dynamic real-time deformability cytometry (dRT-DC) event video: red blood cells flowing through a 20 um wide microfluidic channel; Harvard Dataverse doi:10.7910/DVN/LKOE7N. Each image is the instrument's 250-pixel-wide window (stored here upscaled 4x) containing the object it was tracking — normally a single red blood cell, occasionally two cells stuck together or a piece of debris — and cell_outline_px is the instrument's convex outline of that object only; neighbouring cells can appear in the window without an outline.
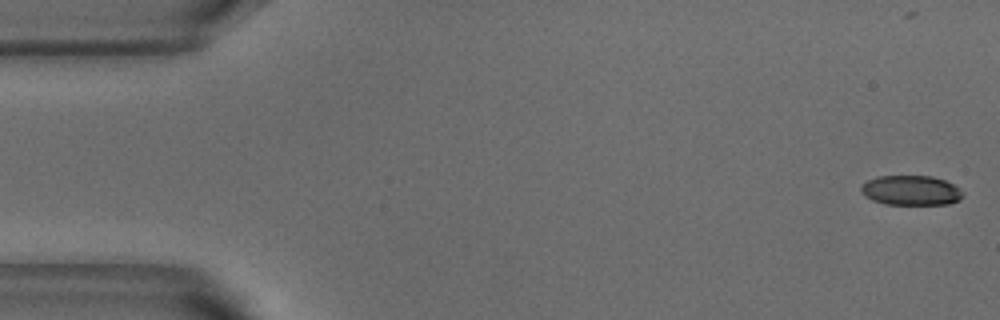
{"species": "common noctule bat (a hibernating species)", "species_latin": "Nyctalus noctula", "temperature_condition": "warm", "stored_images_in_passage": 53, "camera_frame_rate_fps": 3000, "um_per_image_px": 0.085, "animal": {"sex": "male", "body_mass_g": 18.8}, "frame": {"image": 1, "passage_image": 1, "time_ms": 0.0, "image_size_px": [1000, 320], "cell_outline_px": [[964, 196], [960, 200], [948, 204], [884, 204], [872, 200], [864, 196], [860, 192], [860, 188], [868, 180], [876, 176], [932, 176], [944, 180], [952, 184], [964, 192]], "centroid_in_image_um": [77.43, 16.19], "position_along_channel_um": 7.6, "area_um2": 17.74}}
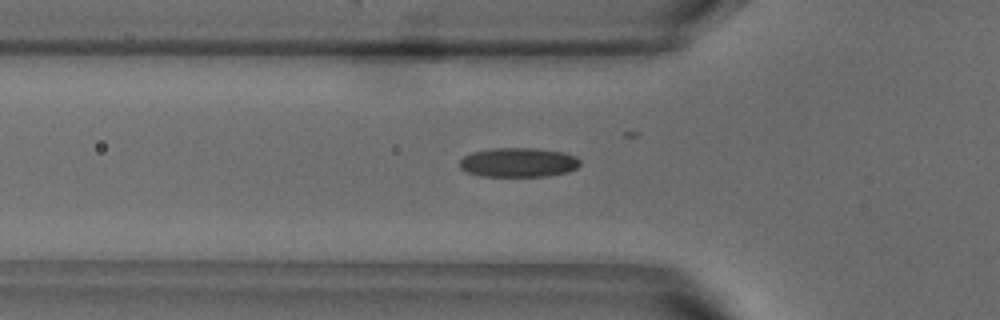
{"frame": {"image": 2, "passage_image": 17, "time_ms": 5.333, "image_size_px": [1000, 320], "cell_outline_px": [[580, 164], [576, 168], [568, 172], [548, 176], [480, 176], [468, 172], [460, 168], [460, 160], [464, 156], [472, 152], [492, 148], [536, 148], [564, 152], [576, 156], [580, 160]], "centroid_in_image_um": [44.08, 13.8], "position_along_channel_um": 81.7, "area_um2": 20.69}}
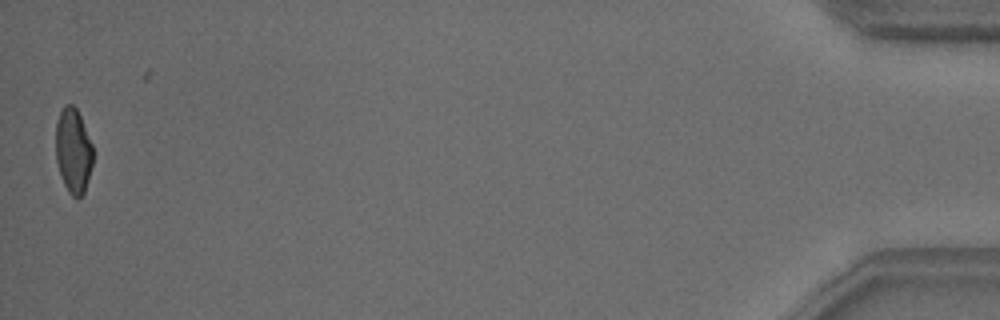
{"frame": {"image": 3, "passage_image": 52, "time_ms": 17.0, "image_size_px": [1000, 320], "cell_outline_px": [[92, 164], [84, 192], [80, 196], [72, 196], [68, 192], [64, 184], [56, 160], [56, 120], [64, 104], [72, 104], [76, 108], [80, 116], [92, 144]], "centroid_in_image_um": [6.21, 12.78], "position_along_channel_um": 429.0, "area_um2": 18.15}, "authors_computed_cell_mechanics": {"area_um2": 19.652, "velocity_mm_per_s": 3.7998, "shape_relaxation_time_tau1_ms": 6.7343, "shape_relaxation_time_tau2_ms": 2.0721, "deformation_change_tau1": 0.1699, "deformation_change_tau2": 0.0802}}